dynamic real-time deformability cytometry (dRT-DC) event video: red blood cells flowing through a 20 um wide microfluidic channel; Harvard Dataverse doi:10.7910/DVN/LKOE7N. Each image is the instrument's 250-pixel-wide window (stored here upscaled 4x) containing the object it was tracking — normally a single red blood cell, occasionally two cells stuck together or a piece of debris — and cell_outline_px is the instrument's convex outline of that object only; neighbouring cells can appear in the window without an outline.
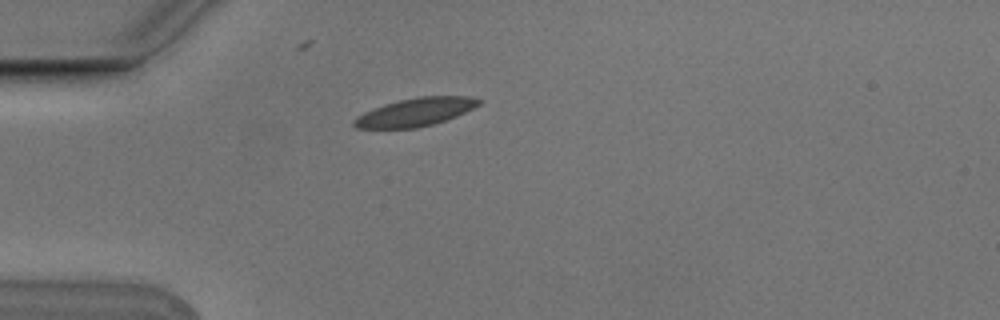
{"species": "Egyptian fruit bat (a non-hibernating species)", "species_latin": "Rousettus aegyptiacus", "temperature_condition": "cold", "stored_images_in_passage": 3, "camera_frame_rate_fps": 3000, "um_per_image_px": 0.085, "animal": {"sex": "male"}, "frame": {"image": 1, "passage_image": 1, "time_ms": 0.0, "image_size_px": [1000, 320], "cell_outline_px": [[484, 100], [480, 104], [456, 116], [432, 124], [416, 128], [356, 128], [352, 124], [352, 120], [356, 116], [364, 112], [384, 104], [400, 100], [420, 96], [468, 96]], "centroid_in_image_um": [35.29, 9.52], "position_along_channel_um": 49.7, "area_um2": 20.35}}